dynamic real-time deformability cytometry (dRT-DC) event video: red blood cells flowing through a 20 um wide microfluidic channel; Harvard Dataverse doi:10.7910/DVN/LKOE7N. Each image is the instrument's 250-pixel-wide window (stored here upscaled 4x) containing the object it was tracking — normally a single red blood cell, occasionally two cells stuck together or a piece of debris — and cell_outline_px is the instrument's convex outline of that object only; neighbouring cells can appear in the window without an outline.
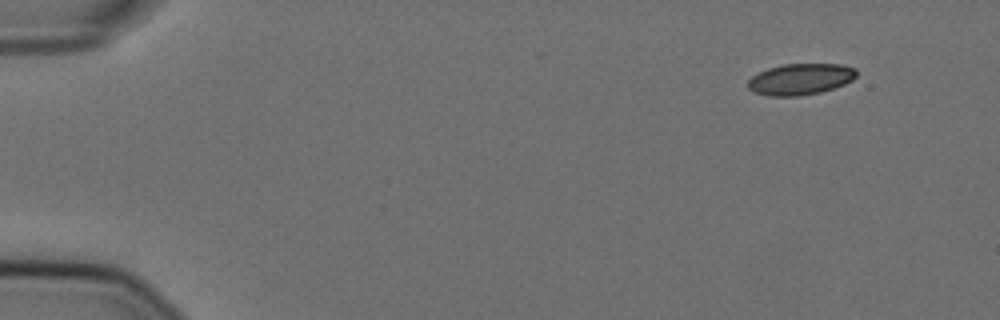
{"species": "Egyptian fruit bat (a non-hibernating species)", "species_latin": "Rousettus aegyptiacus", "temperature_condition": "cold", "stored_images_in_passage": 52, "camera_frame_rate_fps": 3000, "um_per_image_px": 0.085, "animal": {"sex": "female"}, "frame": {"image": 1, "passage_image": 1, "time_ms": 0.0, "image_size_px": [1000, 320], "cell_outline_px": [[856, 76], [852, 80], [844, 84], [820, 92], [800, 96], [768, 96], [752, 92], [748, 88], [748, 80], [752, 76], [768, 68], [784, 64], [840, 64], [856, 68]], "centroid_in_image_um": [68.01, 6.73], "position_along_channel_um": 17.0, "area_um2": 19.77}}
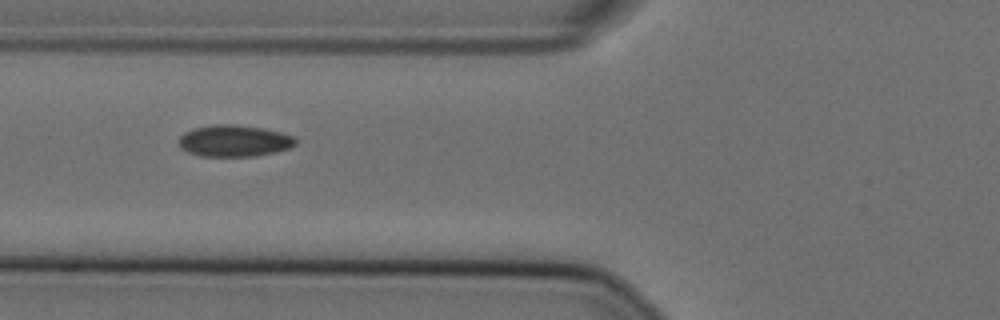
{"frame": {"image": 2, "passage_image": 18, "time_ms": 5.667, "image_size_px": [1000, 320], "cell_outline_px": [[296, 144], [288, 148], [256, 156], [200, 156], [188, 152], [180, 148], [180, 136], [184, 132], [192, 128], [212, 124], [236, 124], [260, 128], [280, 132], [296, 136]], "centroid_in_image_um": [19.88, 11.96], "position_along_channel_um": 105.9, "area_um2": 21.5}}
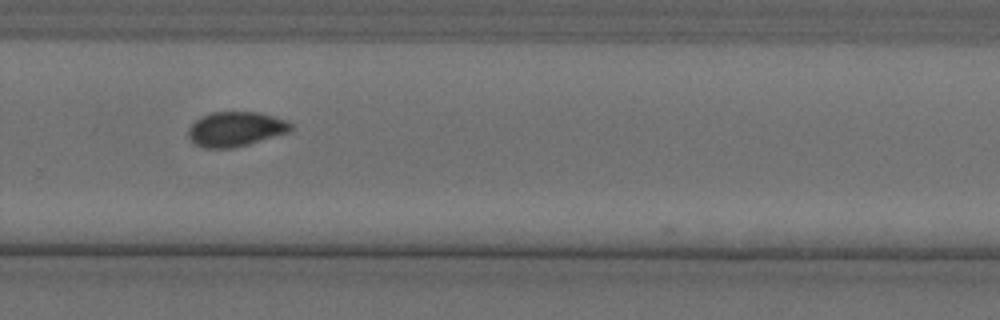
{"frame": {"image": 3, "passage_image": 35, "time_ms": 11.333, "image_size_px": [1000, 320], "cell_outline_px": [[292, 128], [288, 132], [248, 144], [232, 148], [204, 148], [196, 144], [188, 136], [188, 128], [200, 116], [212, 112], [260, 112], [288, 120], [292, 124]], "centroid_in_image_um": [20.03, 10.96], "position_along_channel_um": 309.8, "area_um2": 20.69}, "authors_computed_cell_mechanics": {"area_um2": 20.9525, "velocity_mm_per_s": 3.6008, "shape_relaxation_time_tau1_ms": null, "shape_relaxation_time_tau2_ms": 0.9179, "deformation_change_tau1": null, "deformation_change_tau2": 0.0495}}